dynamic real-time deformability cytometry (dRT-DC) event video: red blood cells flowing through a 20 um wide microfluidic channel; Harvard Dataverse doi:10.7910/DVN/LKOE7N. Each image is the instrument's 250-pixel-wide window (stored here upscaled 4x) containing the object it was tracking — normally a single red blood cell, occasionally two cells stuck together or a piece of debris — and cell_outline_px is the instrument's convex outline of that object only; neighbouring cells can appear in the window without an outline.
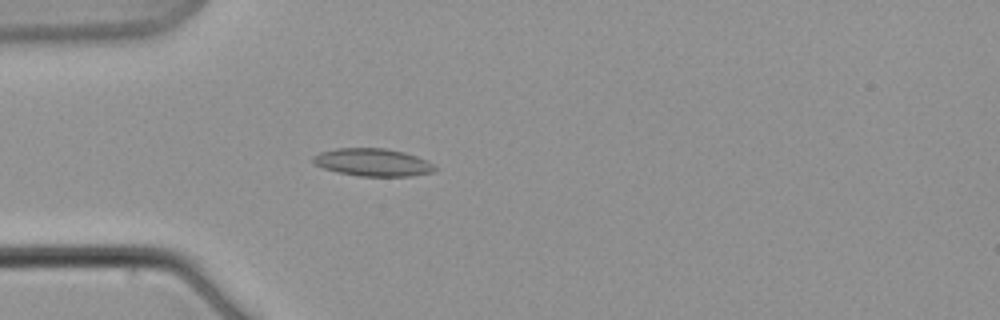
{"species": "common noctule bat (a hibernating species)", "species_latin": "Nyctalus noctula", "temperature_condition": "warm", "stored_images_in_passage": 10, "camera_frame_rate_fps": 3000, "um_per_image_px": 0.085, "animal": {"sex": "male", "body_mass_g": 21.5, "forearm_length_mm": 52.0}, "frame": {"image": 1, "passage_image": 5, "time_ms": 5.667, "image_size_px": [1000, 320], "cell_outline_px": [[436, 168], [432, 172], [412, 176], [360, 176], [336, 172], [324, 168], [316, 164], [312, 160], [312, 156], [320, 152], [336, 148], [384, 148], [404, 152], [428, 160]], "centroid_in_image_um": [31.68, 13.79], "position_along_channel_um": 53.3, "area_um2": 19.59}}
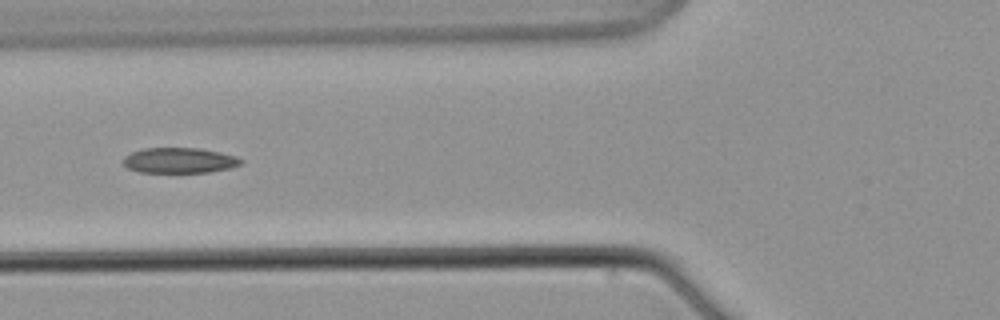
{"frame": {"image": 2, "passage_image": 7, "time_ms": 8.0, "image_size_px": [1000, 320], "cell_outline_px": [[244, 164], [228, 168], [208, 172], [140, 172], [128, 168], [124, 164], [124, 156], [132, 152], [144, 148], [196, 148], [220, 152], [236, 156], [244, 160]], "centroid_in_image_um": [15.28, 13.63], "position_along_channel_um": 110.5, "area_um2": 17.34}}